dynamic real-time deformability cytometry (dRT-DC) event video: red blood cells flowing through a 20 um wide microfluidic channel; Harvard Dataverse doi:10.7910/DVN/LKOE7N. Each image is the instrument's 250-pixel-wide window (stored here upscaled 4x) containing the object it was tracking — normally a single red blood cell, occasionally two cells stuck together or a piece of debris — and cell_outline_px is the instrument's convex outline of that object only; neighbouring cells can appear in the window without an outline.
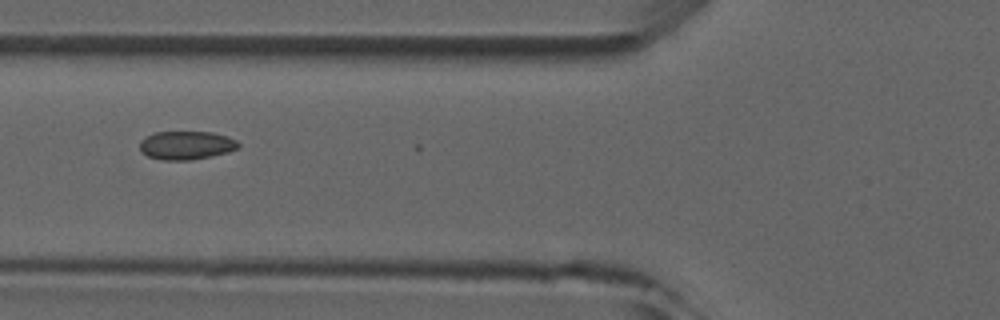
{"species": "common noctule bat (a hibernating species)", "species_latin": "Nyctalus noctula", "temperature_condition": "room temperature", "stored_images_in_passage": 6, "camera_frame_rate_fps": 3000, "um_per_image_px": 0.085, "animal": {"sex": "male", "forearm_length_mm": 52.5}, "frame": {"image": 1, "passage_image": 6, "time_ms": 5.667, "image_size_px": [1000, 320], "cell_outline_px": [[240, 148], [228, 152], [212, 156], [192, 160], [160, 160], [148, 156], [140, 152], [140, 140], [156, 132], [212, 132], [228, 136], [236, 140], [240, 144]], "centroid_in_image_um": [15.86, 12.36], "position_along_channel_um": 109.9, "area_um2": 16.53}}